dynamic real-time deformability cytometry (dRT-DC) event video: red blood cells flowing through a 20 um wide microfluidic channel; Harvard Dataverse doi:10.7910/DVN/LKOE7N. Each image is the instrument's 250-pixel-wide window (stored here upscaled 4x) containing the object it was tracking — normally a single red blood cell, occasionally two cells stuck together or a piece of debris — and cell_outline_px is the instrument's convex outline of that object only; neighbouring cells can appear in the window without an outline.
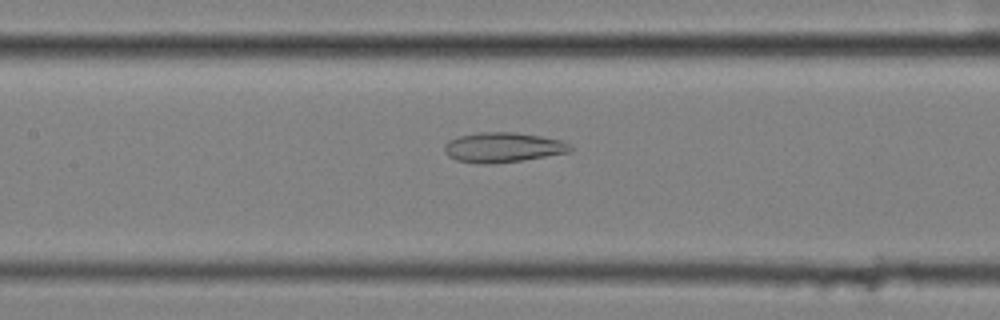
{"species": "common noctule bat (a hibernating species)", "species_latin": "Nyctalus noctula", "temperature_condition": "cold", "stored_images_in_passage": 57, "camera_frame_rate_fps": 3000, "um_per_image_px": 0.085, "animal": {"sex": "female", "body_mass_g": 25.1}, "frame": {"image": 1, "passage_image": 27, "time_ms": 8.667, "image_size_px": [1000, 320], "cell_outline_px": [[572, 148], [568, 152], [524, 160], [492, 164], [480, 164], [456, 160], [448, 156], [444, 152], [444, 144], [448, 140], [460, 136], [480, 132], [516, 132], [564, 140]], "centroid_in_image_um": [42.72, 12.53], "position_along_channel_um": 164.7, "area_um2": 22.02}}
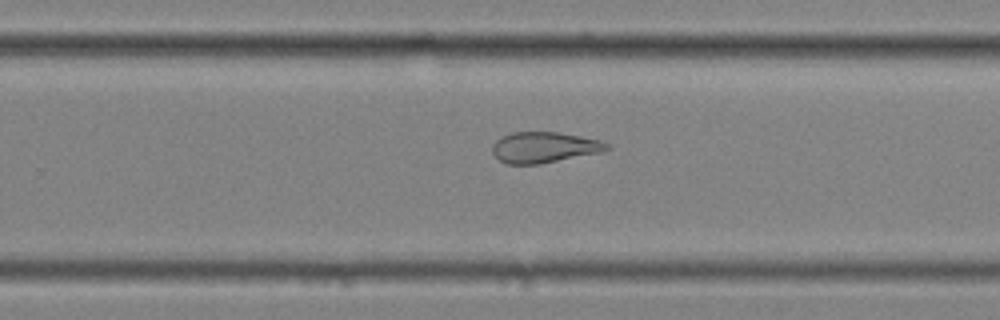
{"frame": {"image": 2, "passage_image": 37, "time_ms": 12.0, "image_size_px": [1000, 320], "cell_outline_px": [[612, 148], [600, 152], [540, 164], [508, 164], [500, 160], [492, 152], [492, 144], [500, 136], [512, 132], [560, 132], [600, 140], [608, 144]], "centroid_in_image_um": [46.23, 12.51], "position_along_channel_um": 283.6, "area_um2": 20.58}}
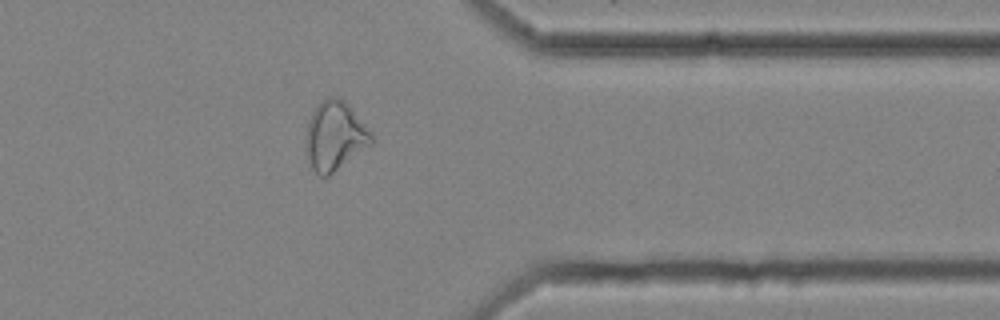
{"frame": {"image": 3, "passage_image": 46, "time_ms": 15.0, "image_size_px": [1000, 320], "cell_outline_px": [[372, 144], [328, 176], [320, 176], [312, 168], [308, 156], [304, 136], [308, 120], [312, 112], [320, 100], [328, 96], [336, 96], [344, 100], [352, 108], [372, 132]], "centroid_in_image_um": [28.45, 11.51], "position_along_channel_um": 382.9, "area_um2": 26.47}, "authors_computed_cell_mechanics": {"area_um2": 28.3798, "velocity_mm_per_s": 3.5729, "shape_relaxation_time_tau1_ms": null, "shape_relaxation_time_tau2_ms": 3.5636, "deformation_change_tau1": null, "deformation_change_tau2": 0.1289}}